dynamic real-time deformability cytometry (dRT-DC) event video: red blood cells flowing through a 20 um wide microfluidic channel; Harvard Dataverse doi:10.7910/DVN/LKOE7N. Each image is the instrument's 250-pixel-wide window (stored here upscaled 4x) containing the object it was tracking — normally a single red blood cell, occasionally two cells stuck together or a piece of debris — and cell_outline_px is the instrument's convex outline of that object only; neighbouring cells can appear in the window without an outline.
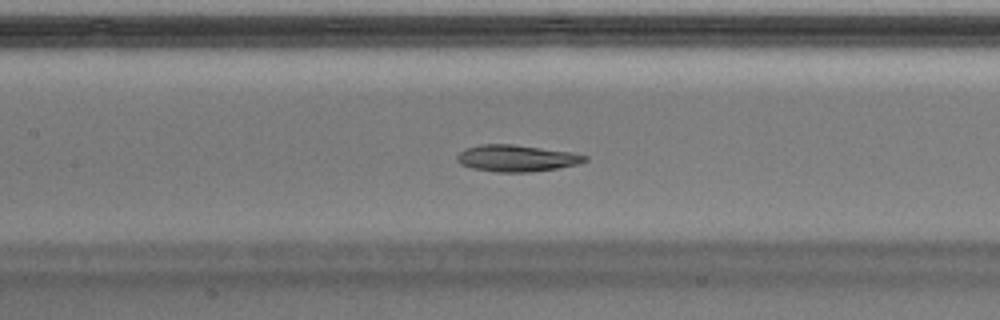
{"species": "Egyptian fruit bat (a non-hibernating species)", "species_latin": "Rousettus aegyptiacus", "temperature_condition": "warm", "stored_images_in_passage": 43, "camera_frame_rate_fps": 3000, "um_per_image_px": 0.085, "animal": {"sex": "male"}, "frame": {"image": 1, "passage_image": 15, "time_ms": 4.667, "image_size_px": [1000, 320], "cell_outline_px": [[588, 160], [580, 164], [556, 168], [528, 172], [496, 172], [472, 168], [460, 164], [456, 160], [456, 156], [460, 152], [468, 148], [480, 144], [512, 144], [572, 152], [588, 156]], "centroid_in_image_um": [43.92, 13.45], "position_along_channel_um": 163.5, "area_um2": 19.83}}
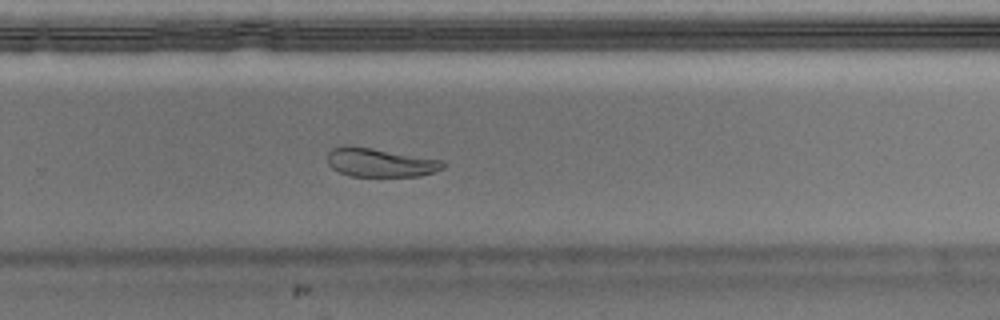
{"frame": {"image": 2, "passage_image": 25, "time_ms": 8.0, "image_size_px": [1000, 320], "cell_outline_px": [[444, 168], [420, 176], [348, 176], [332, 168], [328, 164], [328, 152], [332, 148], [344, 144], [348, 144], [444, 160]], "centroid_in_image_um": [32.28, 13.8], "position_along_channel_um": 297.5, "area_um2": 19.48}}
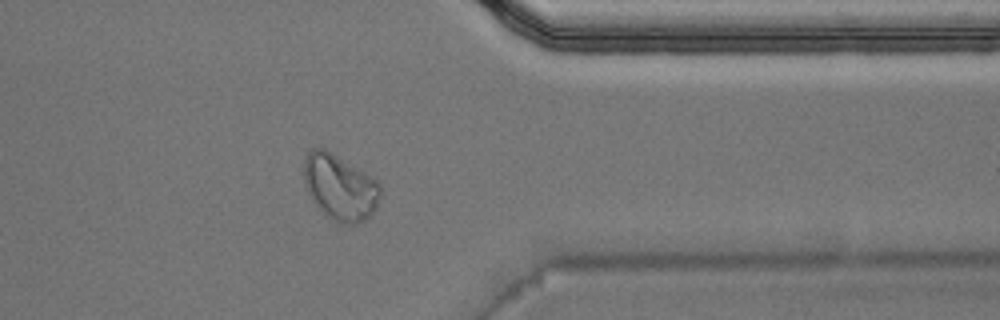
{"frame": {"image": 3, "passage_image": 32, "time_ms": 10.333, "image_size_px": [1000, 320], "cell_outline_px": [[380, 196], [376, 208], [372, 216], [356, 224], [340, 224], [332, 220], [312, 200], [304, 184], [304, 160], [308, 152], [312, 148], [324, 148], [372, 176], [380, 184]], "centroid_in_image_um": [28.91, 15.93], "position_along_channel_um": 382.5, "area_um2": 29.3}, "authors_computed_cell_mechanics": {"area_um2": 20.808, "velocity_mm_per_s": 4.0325, "shape_relaxation_time_tau1_ms": null, "shape_relaxation_time_tau2_ms": 2.8299, "deformation_change_tau1": null, "deformation_change_tau2": 0.0918}}